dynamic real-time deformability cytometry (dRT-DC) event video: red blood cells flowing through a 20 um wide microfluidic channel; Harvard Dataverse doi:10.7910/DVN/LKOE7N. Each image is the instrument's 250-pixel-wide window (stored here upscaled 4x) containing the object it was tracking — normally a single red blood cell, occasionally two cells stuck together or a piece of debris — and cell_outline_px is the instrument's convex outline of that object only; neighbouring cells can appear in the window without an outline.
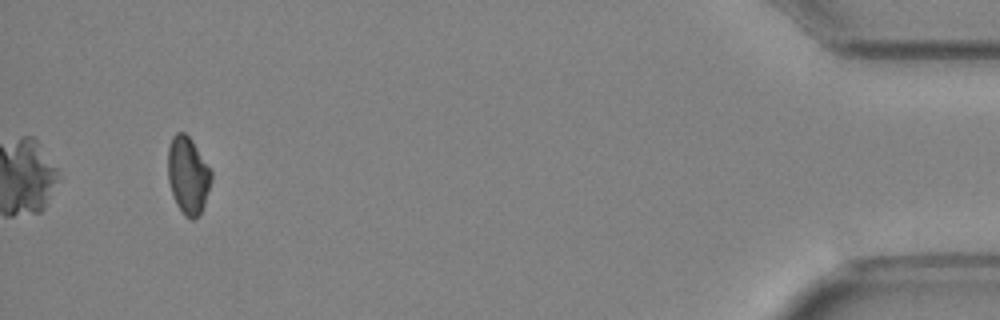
{"species": "Egyptian fruit bat (a non-hibernating species)", "species_latin": "Rousettus aegyptiacus", "temperature_condition": "cold", "stored_images_in_passage": 35, "camera_frame_rate_fps": 3000, "um_per_image_px": 0.085, "animal": {"sex": "female"}, "frame": {"image": 1, "passage_image": 35, "time_ms": 11.333, "image_size_px": [1000, 320], "cell_outline_px": [[212, 180], [204, 204], [200, 212], [192, 220], [184, 216], [176, 204], [168, 180], [168, 144], [172, 136], [176, 132], [184, 132], [192, 140], [212, 172]], "centroid_in_image_um": [15.96, 14.88], "position_along_channel_um": 419.2, "area_um2": 19.48}}